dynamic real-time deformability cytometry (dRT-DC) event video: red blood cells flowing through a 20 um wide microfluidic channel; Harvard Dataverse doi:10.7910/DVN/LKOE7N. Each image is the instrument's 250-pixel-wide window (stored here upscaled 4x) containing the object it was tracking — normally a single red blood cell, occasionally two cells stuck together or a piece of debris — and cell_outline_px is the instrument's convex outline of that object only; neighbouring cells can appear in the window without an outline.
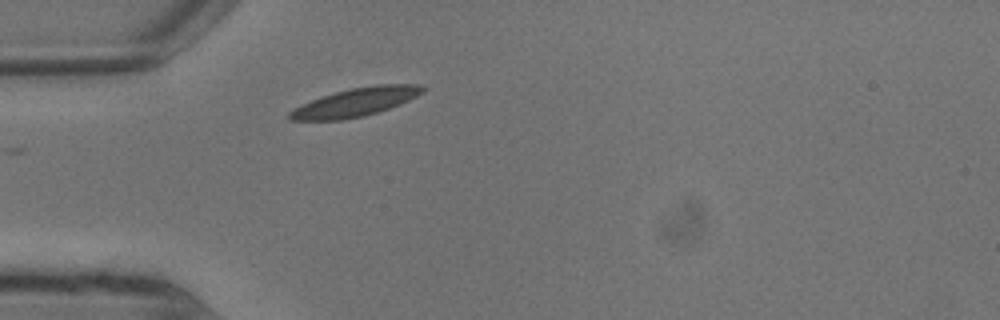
{"species": "common noctule bat (a hibernating species)", "species_latin": "Nyctalus noctula", "temperature_condition": "warm", "stored_images_in_passage": 3, "camera_frame_rate_fps": 3000, "um_per_image_px": 0.085, "animal": {"sex": "male", "body_mass_g": 13.3}, "frame": {"image": 1, "passage_image": 3, "time_ms": 0.667, "image_size_px": [1000, 320], "cell_outline_px": [[428, 88], [424, 92], [400, 104], [364, 116], [340, 120], [288, 120], [284, 116], [288, 112], [312, 100], [336, 92], [352, 88], [376, 84], [420, 84]], "centroid_in_image_um": [30.24, 8.68], "position_along_channel_um": 54.8, "area_um2": 21.85}}